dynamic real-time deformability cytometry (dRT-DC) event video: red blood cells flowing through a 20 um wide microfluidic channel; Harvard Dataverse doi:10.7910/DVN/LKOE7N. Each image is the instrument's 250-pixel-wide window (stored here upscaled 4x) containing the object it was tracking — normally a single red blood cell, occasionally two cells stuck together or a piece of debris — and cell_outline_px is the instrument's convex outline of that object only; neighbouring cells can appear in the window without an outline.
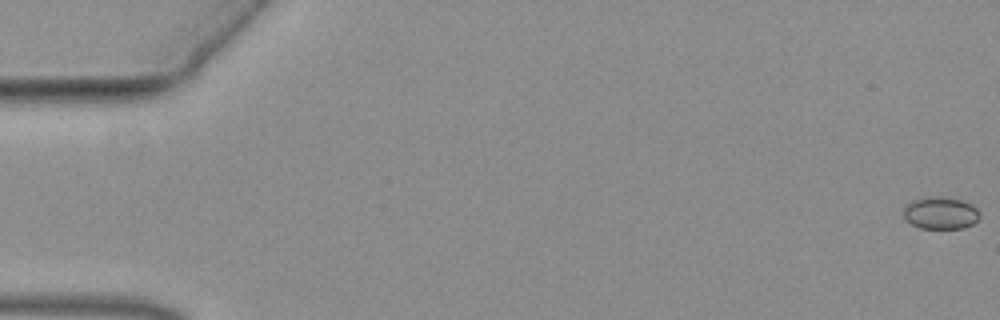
{"species": "common noctule bat (a hibernating species)", "species_latin": "Nyctalus noctula", "temperature_condition": "warm", "stored_images_in_passage": 58, "camera_frame_rate_fps": 3000, "um_per_image_px": 0.085, "animal": {"sex": "female", "body_mass_g": 19.3, "forearm_length_mm": 54.1}, "frame": {"image": 1, "passage_image": 1, "time_ms": 0.0, "image_size_px": [1000, 320], "cell_outline_px": [[980, 216], [972, 224], [964, 228], [920, 228], [912, 224], [904, 216], [904, 204], [912, 200], [932, 196], [940, 196], [964, 200], [972, 204], [980, 212]], "centroid_in_image_um": [79.96, 18.08], "position_along_channel_um": 5.0, "area_um2": 14.39}}
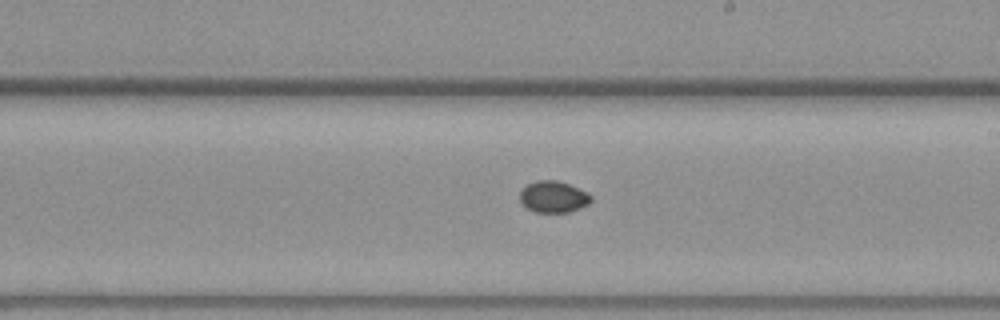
{"frame": {"image": 2, "passage_image": 34, "time_ms": 11.0, "image_size_px": [1000, 320], "cell_outline_px": [[592, 200], [588, 204], [580, 208], [568, 212], [536, 212], [528, 208], [520, 200], [520, 192], [528, 184], [536, 180], [556, 180], [568, 184], [588, 192], [592, 196]], "centroid_in_image_um": [47.07, 16.72], "position_along_channel_um": 241.9, "area_um2": 12.95}}
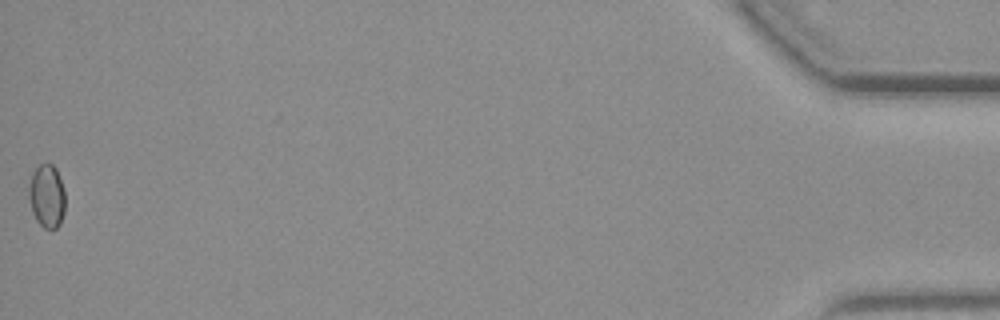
{"frame": {"image": 3, "passage_image": 58, "time_ms": 19.0, "image_size_px": [1000, 320], "cell_outline_px": [[64, 212], [60, 224], [56, 228], [44, 228], [36, 220], [32, 212], [28, 196], [28, 188], [32, 176], [36, 168], [40, 164], [52, 164], [56, 168], [64, 188]], "centroid_in_image_um": [3.98, 16.67], "position_along_channel_um": 431.2, "area_um2": 13.35}}